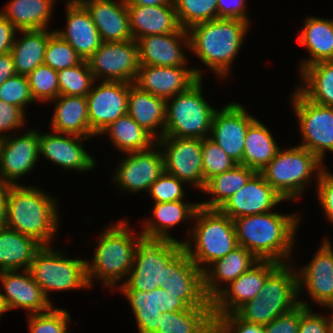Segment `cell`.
<instances>
[{
  "instance_id": "e575fe53",
  "label": "cell",
  "mask_w": 333,
  "mask_h": 333,
  "mask_svg": "<svg viewBox=\"0 0 333 333\" xmlns=\"http://www.w3.org/2000/svg\"><path fill=\"white\" fill-rule=\"evenodd\" d=\"M55 3V0H10L0 14L17 30L48 29Z\"/></svg>"
},
{
  "instance_id": "f546056e",
  "label": "cell",
  "mask_w": 333,
  "mask_h": 333,
  "mask_svg": "<svg viewBox=\"0 0 333 333\" xmlns=\"http://www.w3.org/2000/svg\"><path fill=\"white\" fill-rule=\"evenodd\" d=\"M200 203L184 202V200L154 203L153 219L143 222L141 235L145 239L177 240L169 231L182 222L192 221ZM169 230V231H168Z\"/></svg>"
},
{
  "instance_id": "d6a6232c",
  "label": "cell",
  "mask_w": 333,
  "mask_h": 333,
  "mask_svg": "<svg viewBox=\"0 0 333 333\" xmlns=\"http://www.w3.org/2000/svg\"><path fill=\"white\" fill-rule=\"evenodd\" d=\"M303 24L297 41L310 58L301 60L299 72L311 64L333 60V19L310 16Z\"/></svg>"
},
{
  "instance_id": "7bdbcfd3",
  "label": "cell",
  "mask_w": 333,
  "mask_h": 333,
  "mask_svg": "<svg viewBox=\"0 0 333 333\" xmlns=\"http://www.w3.org/2000/svg\"><path fill=\"white\" fill-rule=\"evenodd\" d=\"M60 95L86 96L97 82L88 63L83 60L76 66L57 71Z\"/></svg>"
},
{
  "instance_id": "9f6ffc18",
  "label": "cell",
  "mask_w": 333,
  "mask_h": 333,
  "mask_svg": "<svg viewBox=\"0 0 333 333\" xmlns=\"http://www.w3.org/2000/svg\"><path fill=\"white\" fill-rule=\"evenodd\" d=\"M316 194L327 220L333 223V173L327 168L320 174Z\"/></svg>"
},
{
  "instance_id": "603a6c76",
  "label": "cell",
  "mask_w": 333,
  "mask_h": 333,
  "mask_svg": "<svg viewBox=\"0 0 333 333\" xmlns=\"http://www.w3.org/2000/svg\"><path fill=\"white\" fill-rule=\"evenodd\" d=\"M283 201L285 200L266 182L263 175L256 172L219 210L233 220L271 212Z\"/></svg>"
},
{
  "instance_id": "6f0895ef",
  "label": "cell",
  "mask_w": 333,
  "mask_h": 333,
  "mask_svg": "<svg viewBox=\"0 0 333 333\" xmlns=\"http://www.w3.org/2000/svg\"><path fill=\"white\" fill-rule=\"evenodd\" d=\"M311 308L300 315L299 333H332L329 314L323 316Z\"/></svg>"
},
{
  "instance_id": "277c9868",
  "label": "cell",
  "mask_w": 333,
  "mask_h": 333,
  "mask_svg": "<svg viewBox=\"0 0 333 333\" xmlns=\"http://www.w3.org/2000/svg\"><path fill=\"white\" fill-rule=\"evenodd\" d=\"M131 228L127 219H121L101 232L93 260L86 259V277L90 288L94 279L103 282L104 287H110V290L118 287L120 281L123 284L127 280L135 250L143 239L141 233L134 236Z\"/></svg>"
},
{
  "instance_id": "484cf974",
  "label": "cell",
  "mask_w": 333,
  "mask_h": 333,
  "mask_svg": "<svg viewBox=\"0 0 333 333\" xmlns=\"http://www.w3.org/2000/svg\"><path fill=\"white\" fill-rule=\"evenodd\" d=\"M66 1V28L55 32L68 42L78 55L87 60L101 45L102 41L89 12L78 0Z\"/></svg>"
},
{
  "instance_id": "5b68a950",
  "label": "cell",
  "mask_w": 333,
  "mask_h": 333,
  "mask_svg": "<svg viewBox=\"0 0 333 333\" xmlns=\"http://www.w3.org/2000/svg\"><path fill=\"white\" fill-rule=\"evenodd\" d=\"M193 221L187 232L190 239L182 240L183 249L202 272L239 246L233 220L219 209L199 206Z\"/></svg>"
},
{
  "instance_id": "9a60e30c",
  "label": "cell",
  "mask_w": 333,
  "mask_h": 333,
  "mask_svg": "<svg viewBox=\"0 0 333 333\" xmlns=\"http://www.w3.org/2000/svg\"><path fill=\"white\" fill-rule=\"evenodd\" d=\"M20 272L22 274H20ZM0 310L22 308L28 314L46 312L54 305L34 281L29 270L0 271ZM2 290L3 293H2Z\"/></svg>"
},
{
  "instance_id": "7402d4cb",
  "label": "cell",
  "mask_w": 333,
  "mask_h": 333,
  "mask_svg": "<svg viewBox=\"0 0 333 333\" xmlns=\"http://www.w3.org/2000/svg\"><path fill=\"white\" fill-rule=\"evenodd\" d=\"M89 137H83L74 134L41 133L39 132V151L57 166L65 170H76L77 172H87L96 167L95 158L85 149L83 140L87 141Z\"/></svg>"
},
{
  "instance_id": "cb8c5ba5",
  "label": "cell",
  "mask_w": 333,
  "mask_h": 333,
  "mask_svg": "<svg viewBox=\"0 0 333 333\" xmlns=\"http://www.w3.org/2000/svg\"><path fill=\"white\" fill-rule=\"evenodd\" d=\"M162 289L181 298L190 308L212 307L203 287V272L182 249L170 261V277Z\"/></svg>"
},
{
  "instance_id": "6da1fadb",
  "label": "cell",
  "mask_w": 333,
  "mask_h": 333,
  "mask_svg": "<svg viewBox=\"0 0 333 333\" xmlns=\"http://www.w3.org/2000/svg\"><path fill=\"white\" fill-rule=\"evenodd\" d=\"M297 213L280 214L277 211L233 219L238 245L249 250L257 259L292 262V249L300 225Z\"/></svg>"
},
{
  "instance_id": "52a82bcc",
  "label": "cell",
  "mask_w": 333,
  "mask_h": 333,
  "mask_svg": "<svg viewBox=\"0 0 333 333\" xmlns=\"http://www.w3.org/2000/svg\"><path fill=\"white\" fill-rule=\"evenodd\" d=\"M199 78L185 92L166 100L164 135L204 139L210 137L215 107L209 105L202 95Z\"/></svg>"
},
{
  "instance_id": "c3c4849f",
  "label": "cell",
  "mask_w": 333,
  "mask_h": 333,
  "mask_svg": "<svg viewBox=\"0 0 333 333\" xmlns=\"http://www.w3.org/2000/svg\"><path fill=\"white\" fill-rule=\"evenodd\" d=\"M202 166L204 188L206 182L214 175L232 169L237 163L210 137L202 139Z\"/></svg>"
},
{
  "instance_id": "60d3db41",
  "label": "cell",
  "mask_w": 333,
  "mask_h": 333,
  "mask_svg": "<svg viewBox=\"0 0 333 333\" xmlns=\"http://www.w3.org/2000/svg\"><path fill=\"white\" fill-rule=\"evenodd\" d=\"M256 173L242 164H237L226 172L210 178L203 192L212 195L211 200L199 202L200 206L207 209H219L233 194L239 191Z\"/></svg>"
},
{
  "instance_id": "681fc988",
  "label": "cell",
  "mask_w": 333,
  "mask_h": 333,
  "mask_svg": "<svg viewBox=\"0 0 333 333\" xmlns=\"http://www.w3.org/2000/svg\"><path fill=\"white\" fill-rule=\"evenodd\" d=\"M27 316L29 333H68L72 321L66 310L54 306L46 312Z\"/></svg>"
},
{
  "instance_id": "4316f807",
  "label": "cell",
  "mask_w": 333,
  "mask_h": 333,
  "mask_svg": "<svg viewBox=\"0 0 333 333\" xmlns=\"http://www.w3.org/2000/svg\"><path fill=\"white\" fill-rule=\"evenodd\" d=\"M89 12L102 42L133 39L125 0H78Z\"/></svg>"
},
{
  "instance_id": "9c48e42d",
  "label": "cell",
  "mask_w": 333,
  "mask_h": 333,
  "mask_svg": "<svg viewBox=\"0 0 333 333\" xmlns=\"http://www.w3.org/2000/svg\"><path fill=\"white\" fill-rule=\"evenodd\" d=\"M28 270L50 302L48 294L51 291L90 289L86 259L67 257L61 250L53 249L52 245L42 246L36 252Z\"/></svg>"
},
{
  "instance_id": "ac0fdd59",
  "label": "cell",
  "mask_w": 333,
  "mask_h": 333,
  "mask_svg": "<svg viewBox=\"0 0 333 333\" xmlns=\"http://www.w3.org/2000/svg\"><path fill=\"white\" fill-rule=\"evenodd\" d=\"M86 95L91 131L98 136L104 128L127 114L128 92L131 83L99 81Z\"/></svg>"
},
{
  "instance_id": "94428289",
  "label": "cell",
  "mask_w": 333,
  "mask_h": 333,
  "mask_svg": "<svg viewBox=\"0 0 333 333\" xmlns=\"http://www.w3.org/2000/svg\"><path fill=\"white\" fill-rule=\"evenodd\" d=\"M14 75L16 71L11 52L0 54V85Z\"/></svg>"
},
{
  "instance_id": "8d00e7d4",
  "label": "cell",
  "mask_w": 333,
  "mask_h": 333,
  "mask_svg": "<svg viewBox=\"0 0 333 333\" xmlns=\"http://www.w3.org/2000/svg\"><path fill=\"white\" fill-rule=\"evenodd\" d=\"M293 262L280 264L267 278L257 297L267 305H299L298 276Z\"/></svg>"
},
{
  "instance_id": "f1b7e54d",
  "label": "cell",
  "mask_w": 333,
  "mask_h": 333,
  "mask_svg": "<svg viewBox=\"0 0 333 333\" xmlns=\"http://www.w3.org/2000/svg\"><path fill=\"white\" fill-rule=\"evenodd\" d=\"M258 261L249 250L239 245L210 264L203 271V287L207 298L212 301L223 290L222 283L229 285Z\"/></svg>"
},
{
  "instance_id": "f6af8a7d",
  "label": "cell",
  "mask_w": 333,
  "mask_h": 333,
  "mask_svg": "<svg viewBox=\"0 0 333 333\" xmlns=\"http://www.w3.org/2000/svg\"><path fill=\"white\" fill-rule=\"evenodd\" d=\"M34 101L46 103L55 100L59 95L57 71L48 65H38L27 75Z\"/></svg>"
},
{
  "instance_id": "4dcf8cb0",
  "label": "cell",
  "mask_w": 333,
  "mask_h": 333,
  "mask_svg": "<svg viewBox=\"0 0 333 333\" xmlns=\"http://www.w3.org/2000/svg\"><path fill=\"white\" fill-rule=\"evenodd\" d=\"M51 131L83 137L96 136L90 129L86 96L59 95L53 100Z\"/></svg>"
},
{
  "instance_id": "44dd1931",
  "label": "cell",
  "mask_w": 333,
  "mask_h": 333,
  "mask_svg": "<svg viewBox=\"0 0 333 333\" xmlns=\"http://www.w3.org/2000/svg\"><path fill=\"white\" fill-rule=\"evenodd\" d=\"M296 270L299 297L307 290L305 292L320 307L333 303V247L328 238L323 239L311 261Z\"/></svg>"
},
{
  "instance_id": "ffe728a7",
  "label": "cell",
  "mask_w": 333,
  "mask_h": 333,
  "mask_svg": "<svg viewBox=\"0 0 333 333\" xmlns=\"http://www.w3.org/2000/svg\"><path fill=\"white\" fill-rule=\"evenodd\" d=\"M200 68L186 66L140 65L134 81L140 90L165 100L185 92L199 78H203Z\"/></svg>"
},
{
  "instance_id": "7a4b0ae2",
  "label": "cell",
  "mask_w": 333,
  "mask_h": 333,
  "mask_svg": "<svg viewBox=\"0 0 333 333\" xmlns=\"http://www.w3.org/2000/svg\"><path fill=\"white\" fill-rule=\"evenodd\" d=\"M33 186L9 185L7 227L32 237L42 246L51 245L59 229L56 197Z\"/></svg>"
},
{
  "instance_id": "bcb514c9",
  "label": "cell",
  "mask_w": 333,
  "mask_h": 333,
  "mask_svg": "<svg viewBox=\"0 0 333 333\" xmlns=\"http://www.w3.org/2000/svg\"><path fill=\"white\" fill-rule=\"evenodd\" d=\"M296 306L298 305H267L262 299L255 297L241 305L234 314L247 323L264 326Z\"/></svg>"
},
{
  "instance_id": "2e32d148",
  "label": "cell",
  "mask_w": 333,
  "mask_h": 333,
  "mask_svg": "<svg viewBox=\"0 0 333 333\" xmlns=\"http://www.w3.org/2000/svg\"><path fill=\"white\" fill-rule=\"evenodd\" d=\"M255 119L244 106L230 102L215 111L210 138L237 164H242L245 136Z\"/></svg>"
},
{
  "instance_id": "836d02e7",
  "label": "cell",
  "mask_w": 333,
  "mask_h": 333,
  "mask_svg": "<svg viewBox=\"0 0 333 333\" xmlns=\"http://www.w3.org/2000/svg\"><path fill=\"white\" fill-rule=\"evenodd\" d=\"M11 54L16 74L27 76L38 65L43 64L48 38L55 30H17ZM19 37V38H18Z\"/></svg>"
},
{
  "instance_id": "816d5d0a",
  "label": "cell",
  "mask_w": 333,
  "mask_h": 333,
  "mask_svg": "<svg viewBox=\"0 0 333 333\" xmlns=\"http://www.w3.org/2000/svg\"><path fill=\"white\" fill-rule=\"evenodd\" d=\"M185 182L181 181L177 177L164 172L158 177L155 182L150 186L148 193L154 203H164L179 201L185 198L186 191L182 186Z\"/></svg>"
},
{
  "instance_id": "5bb4252c",
  "label": "cell",
  "mask_w": 333,
  "mask_h": 333,
  "mask_svg": "<svg viewBox=\"0 0 333 333\" xmlns=\"http://www.w3.org/2000/svg\"><path fill=\"white\" fill-rule=\"evenodd\" d=\"M8 134L0 139V182L22 185L17 181L34 170L40 158L39 131L29 129L21 135Z\"/></svg>"
},
{
  "instance_id": "7c38bea8",
  "label": "cell",
  "mask_w": 333,
  "mask_h": 333,
  "mask_svg": "<svg viewBox=\"0 0 333 333\" xmlns=\"http://www.w3.org/2000/svg\"><path fill=\"white\" fill-rule=\"evenodd\" d=\"M156 142L163 149L161 151L165 172L202 192L204 189L202 139L163 136Z\"/></svg>"
},
{
  "instance_id": "91938a15",
  "label": "cell",
  "mask_w": 333,
  "mask_h": 333,
  "mask_svg": "<svg viewBox=\"0 0 333 333\" xmlns=\"http://www.w3.org/2000/svg\"><path fill=\"white\" fill-rule=\"evenodd\" d=\"M16 33L14 25L0 14V54L11 51Z\"/></svg>"
},
{
  "instance_id": "30bf717a",
  "label": "cell",
  "mask_w": 333,
  "mask_h": 333,
  "mask_svg": "<svg viewBox=\"0 0 333 333\" xmlns=\"http://www.w3.org/2000/svg\"><path fill=\"white\" fill-rule=\"evenodd\" d=\"M291 95L302 142L298 145L315 154L323 163L327 151L333 153V111L329 106L308 100L297 88Z\"/></svg>"
},
{
  "instance_id": "ba28073f",
  "label": "cell",
  "mask_w": 333,
  "mask_h": 333,
  "mask_svg": "<svg viewBox=\"0 0 333 333\" xmlns=\"http://www.w3.org/2000/svg\"><path fill=\"white\" fill-rule=\"evenodd\" d=\"M183 249L182 241L143 238L134 253L127 280L118 290L151 291L168 283L170 261Z\"/></svg>"
},
{
  "instance_id": "b9f144b4",
  "label": "cell",
  "mask_w": 333,
  "mask_h": 333,
  "mask_svg": "<svg viewBox=\"0 0 333 333\" xmlns=\"http://www.w3.org/2000/svg\"><path fill=\"white\" fill-rule=\"evenodd\" d=\"M299 74L303 82L297 89L308 100L333 107V60L311 64Z\"/></svg>"
},
{
  "instance_id": "7dc6e473",
  "label": "cell",
  "mask_w": 333,
  "mask_h": 333,
  "mask_svg": "<svg viewBox=\"0 0 333 333\" xmlns=\"http://www.w3.org/2000/svg\"><path fill=\"white\" fill-rule=\"evenodd\" d=\"M82 61L83 59L74 48L56 32L48 38L43 64L48 65L55 71H60L76 66Z\"/></svg>"
},
{
  "instance_id": "74e56055",
  "label": "cell",
  "mask_w": 333,
  "mask_h": 333,
  "mask_svg": "<svg viewBox=\"0 0 333 333\" xmlns=\"http://www.w3.org/2000/svg\"><path fill=\"white\" fill-rule=\"evenodd\" d=\"M273 136L259 119H255L245 136L242 165L261 172L280 149Z\"/></svg>"
},
{
  "instance_id": "11a10c76",
  "label": "cell",
  "mask_w": 333,
  "mask_h": 333,
  "mask_svg": "<svg viewBox=\"0 0 333 333\" xmlns=\"http://www.w3.org/2000/svg\"><path fill=\"white\" fill-rule=\"evenodd\" d=\"M25 112L5 101L0 100V139L8 136L10 130L23 129L26 125Z\"/></svg>"
},
{
  "instance_id": "d590c367",
  "label": "cell",
  "mask_w": 333,
  "mask_h": 333,
  "mask_svg": "<svg viewBox=\"0 0 333 333\" xmlns=\"http://www.w3.org/2000/svg\"><path fill=\"white\" fill-rule=\"evenodd\" d=\"M41 247L32 237L8 227L0 229V271L28 270Z\"/></svg>"
},
{
  "instance_id": "680465c9",
  "label": "cell",
  "mask_w": 333,
  "mask_h": 333,
  "mask_svg": "<svg viewBox=\"0 0 333 333\" xmlns=\"http://www.w3.org/2000/svg\"><path fill=\"white\" fill-rule=\"evenodd\" d=\"M246 3V0H217L218 18L242 19L251 24Z\"/></svg>"
},
{
  "instance_id": "ee69618b",
  "label": "cell",
  "mask_w": 333,
  "mask_h": 333,
  "mask_svg": "<svg viewBox=\"0 0 333 333\" xmlns=\"http://www.w3.org/2000/svg\"><path fill=\"white\" fill-rule=\"evenodd\" d=\"M182 28L218 19L217 0H173Z\"/></svg>"
},
{
  "instance_id": "4fadbf2b",
  "label": "cell",
  "mask_w": 333,
  "mask_h": 333,
  "mask_svg": "<svg viewBox=\"0 0 333 333\" xmlns=\"http://www.w3.org/2000/svg\"><path fill=\"white\" fill-rule=\"evenodd\" d=\"M161 150L156 142L146 150L126 152L125 157L116 165L113 183L123 192H148L155 180L165 172Z\"/></svg>"
},
{
  "instance_id": "d4e9b609",
  "label": "cell",
  "mask_w": 333,
  "mask_h": 333,
  "mask_svg": "<svg viewBox=\"0 0 333 333\" xmlns=\"http://www.w3.org/2000/svg\"><path fill=\"white\" fill-rule=\"evenodd\" d=\"M137 44L139 65L172 67L188 65V57L182 50L184 45V48L189 50L188 32L144 36L137 40Z\"/></svg>"
},
{
  "instance_id": "e0dca14e",
  "label": "cell",
  "mask_w": 333,
  "mask_h": 333,
  "mask_svg": "<svg viewBox=\"0 0 333 333\" xmlns=\"http://www.w3.org/2000/svg\"><path fill=\"white\" fill-rule=\"evenodd\" d=\"M279 265L278 262L259 260L229 285H223V290L211 301L214 319L234 313L241 305L257 297L266 278Z\"/></svg>"
},
{
  "instance_id": "ab89813d",
  "label": "cell",
  "mask_w": 333,
  "mask_h": 333,
  "mask_svg": "<svg viewBox=\"0 0 333 333\" xmlns=\"http://www.w3.org/2000/svg\"><path fill=\"white\" fill-rule=\"evenodd\" d=\"M100 135H108L112 145L121 153L146 150L156 143V139L128 113L110 123Z\"/></svg>"
},
{
  "instance_id": "8992f818",
  "label": "cell",
  "mask_w": 333,
  "mask_h": 333,
  "mask_svg": "<svg viewBox=\"0 0 333 333\" xmlns=\"http://www.w3.org/2000/svg\"><path fill=\"white\" fill-rule=\"evenodd\" d=\"M326 168L315 154L298 145L284 150L280 148L260 173L283 200L292 202L299 199L306 185L312 183L313 176L318 182Z\"/></svg>"
},
{
  "instance_id": "f35d334b",
  "label": "cell",
  "mask_w": 333,
  "mask_h": 333,
  "mask_svg": "<svg viewBox=\"0 0 333 333\" xmlns=\"http://www.w3.org/2000/svg\"><path fill=\"white\" fill-rule=\"evenodd\" d=\"M155 333H215L212 307L163 312Z\"/></svg>"
},
{
  "instance_id": "db71d44e",
  "label": "cell",
  "mask_w": 333,
  "mask_h": 333,
  "mask_svg": "<svg viewBox=\"0 0 333 333\" xmlns=\"http://www.w3.org/2000/svg\"><path fill=\"white\" fill-rule=\"evenodd\" d=\"M215 333H264V326L247 323L229 313L215 319Z\"/></svg>"
},
{
  "instance_id": "6125c7cd",
  "label": "cell",
  "mask_w": 333,
  "mask_h": 333,
  "mask_svg": "<svg viewBox=\"0 0 333 333\" xmlns=\"http://www.w3.org/2000/svg\"><path fill=\"white\" fill-rule=\"evenodd\" d=\"M9 185L0 182V229L7 227L6 208Z\"/></svg>"
},
{
  "instance_id": "1f68e13d",
  "label": "cell",
  "mask_w": 333,
  "mask_h": 333,
  "mask_svg": "<svg viewBox=\"0 0 333 333\" xmlns=\"http://www.w3.org/2000/svg\"><path fill=\"white\" fill-rule=\"evenodd\" d=\"M127 113L156 140L163 137L166 121L165 99L144 92L132 84L128 92Z\"/></svg>"
},
{
  "instance_id": "f5cc1de1",
  "label": "cell",
  "mask_w": 333,
  "mask_h": 333,
  "mask_svg": "<svg viewBox=\"0 0 333 333\" xmlns=\"http://www.w3.org/2000/svg\"><path fill=\"white\" fill-rule=\"evenodd\" d=\"M300 298L298 306L264 325V333H299L300 315L311 305Z\"/></svg>"
},
{
  "instance_id": "83f0119b",
  "label": "cell",
  "mask_w": 333,
  "mask_h": 333,
  "mask_svg": "<svg viewBox=\"0 0 333 333\" xmlns=\"http://www.w3.org/2000/svg\"><path fill=\"white\" fill-rule=\"evenodd\" d=\"M129 28L134 40L149 35L187 32L181 27L174 2L157 6H127Z\"/></svg>"
},
{
  "instance_id": "e7e4bbea",
  "label": "cell",
  "mask_w": 333,
  "mask_h": 333,
  "mask_svg": "<svg viewBox=\"0 0 333 333\" xmlns=\"http://www.w3.org/2000/svg\"><path fill=\"white\" fill-rule=\"evenodd\" d=\"M327 309H329L331 312V314L329 315L330 317V323H331V331L333 333V303L329 304L327 307Z\"/></svg>"
},
{
  "instance_id": "d6986e66",
  "label": "cell",
  "mask_w": 333,
  "mask_h": 333,
  "mask_svg": "<svg viewBox=\"0 0 333 333\" xmlns=\"http://www.w3.org/2000/svg\"><path fill=\"white\" fill-rule=\"evenodd\" d=\"M126 297L136 318L139 333H155L163 312L188 310L190 307L176 295L161 287L149 292L140 290H117Z\"/></svg>"
},
{
  "instance_id": "be15d7a7",
  "label": "cell",
  "mask_w": 333,
  "mask_h": 333,
  "mask_svg": "<svg viewBox=\"0 0 333 333\" xmlns=\"http://www.w3.org/2000/svg\"><path fill=\"white\" fill-rule=\"evenodd\" d=\"M172 2L173 0H125L127 6H157Z\"/></svg>"
},
{
  "instance_id": "3957f363",
  "label": "cell",
  "mask_w": 333,
  "mask_h": 333,
  "mask_svg": "<svg viewBox=\"0 0 333 333\" xmlns=\"http://www.w3.org/2000/svg\"><path fill=\"white\" fill-rule=\"evenodd\" d=\"M250 27L245 20L226 18L196 24L187 30L189 51L216 76L225 79Z\"/></svg>"
},
{
  "instance_id": "8fae6325",
  "label": "cell",
  "mask_w": 333,
  "mask_h": 333,
  "mask_svg": "<svg viewBox=\"0 0 333 333\" xmlns=\"http://www.w3.org/2000/svg\"><path fill=\"white\" fill-rule=\"evenodd\" d=\"M86 61L98 83L101 80L133 84L140 66L137 41L102 42Z\"/></svg>"
},
{
  "instance_id": "f907efd6",
  "label": "cell",
  "mask_w": 333,
  "mask_h": 333,
  "mask_svg": "<svg viewBox=\"0 0 333 333\" xmlns=\"http://www.w3.org/2000/svg\"><path fill=\"white\" fill-rule=\"evenodd\" d=\"M0 100L22 109L26 113V105L35 103L27 76L14 75L0 85Z\"/></svg>"
}]
</instances>
